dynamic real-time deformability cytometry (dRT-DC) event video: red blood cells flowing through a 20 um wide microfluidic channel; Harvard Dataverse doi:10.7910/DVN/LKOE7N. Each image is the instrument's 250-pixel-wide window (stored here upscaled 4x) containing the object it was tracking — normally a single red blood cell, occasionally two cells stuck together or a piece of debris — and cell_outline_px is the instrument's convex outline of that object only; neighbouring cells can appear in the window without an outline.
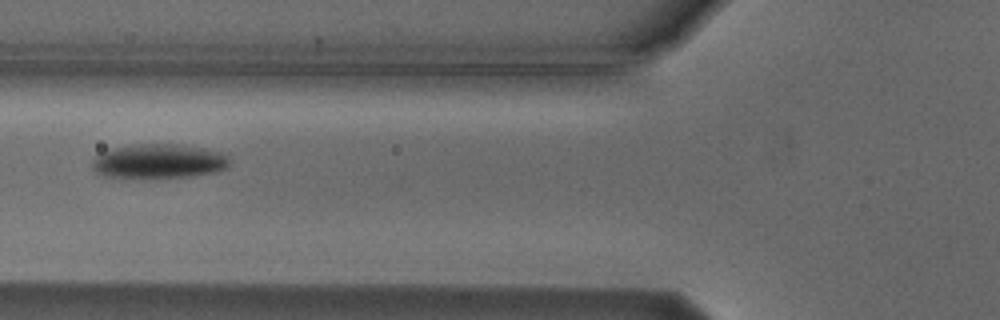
{"species": "Egyptian fruit bat (a non-hibernating species)", "species_latin": "Rousettus aegyptiacus", "temperature_condition": "cold", "stored_images_in_passage": 6, "camera_frame_rate_fps": 3000, "um_per_image_px": 0.085, "animal": {"sex": "male"}, "frame": {"image": 1, "passage_image": 6, "time_ms": 5.667, "image_size_px": [1000, 320], "cell_outline_px": [[232, 164], [228, 168], [216, 172], [192, 176], [108, 176], [96, 172], [92, 168], [92, 160], [100, 152], [116, 148], [136, 144], [176, 144], [204, 148], [220, 152], [228, 156]], "centroid_in_image_um": [13.57, 13.68], "position_along_channel_um": 112.2, "area_um2": 27.05}}